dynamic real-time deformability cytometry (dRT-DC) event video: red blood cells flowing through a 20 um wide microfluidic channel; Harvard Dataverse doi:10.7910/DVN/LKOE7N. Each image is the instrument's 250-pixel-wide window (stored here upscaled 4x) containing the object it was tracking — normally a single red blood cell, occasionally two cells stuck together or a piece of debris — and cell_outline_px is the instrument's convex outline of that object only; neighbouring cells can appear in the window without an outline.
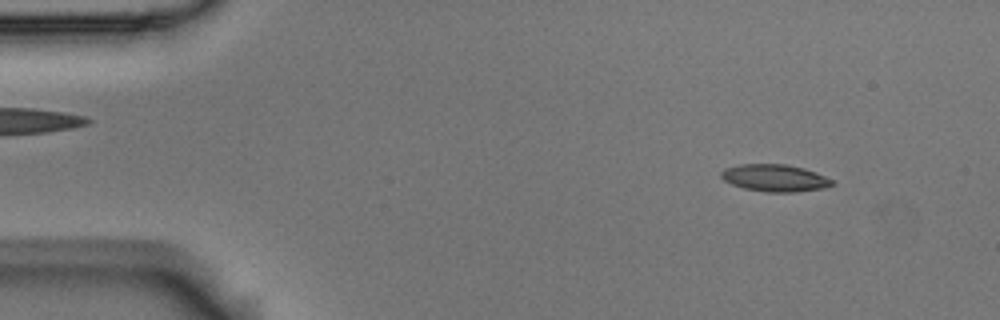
{"species": "Egyptian fruit bat (a non-hibernating species)", "species_latin": "Rousettus aegyptiacus", "temperature_condition": "room temperature", "stored_images_in_passage": 54, "camera_frame_rate_fps": 3000, "um_per_image_px": 0.085, "animal": {"sex": "male"}, "frame": {"image": 1, "passage_image": 5, "time_ms": 1.333, "image_size_px": [1000, 320], "cell_outline_px": [[836, 184], [824, 188], [792, 192], [764, 192], [744, 188], [732, 184], [724, 180], [720, 176], [720, 172], [724, 168], [740, 164], [788, 164], [804, 168], [816, 172], [832, 180]], "centroid_in_image_um": [65.85, 15.12], "position_along_channel_um": 19.1, "area_um2": 17.63}}
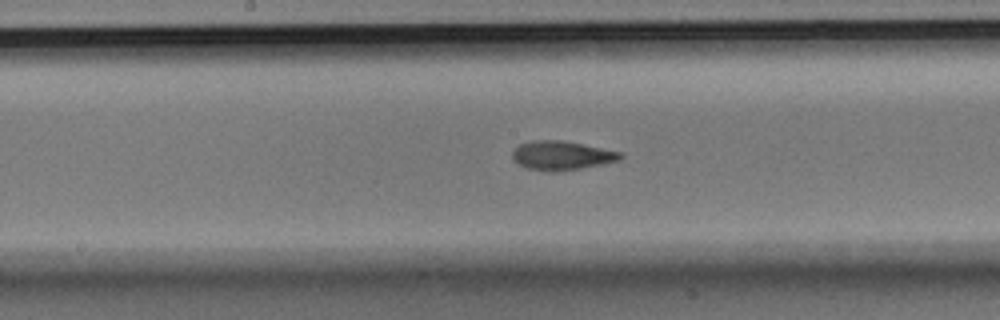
{"frame": {"image": 2, "passage_image": 27, "time_ms": 8.667, "image_size_px": [1000, 320], "cell_outline_px": [[624, 156], [620, 160], [604, 164], [580, 168], [552, 172], [548, 172], [524, 168], [512, 160], [512, 152], [520, 144], [532, 140], [564, 140], [620, 152]], "centroid_in_image_um": [47.71, 13.22], "position_along_channel_um": 200.5, "area_um2": 18.38}}
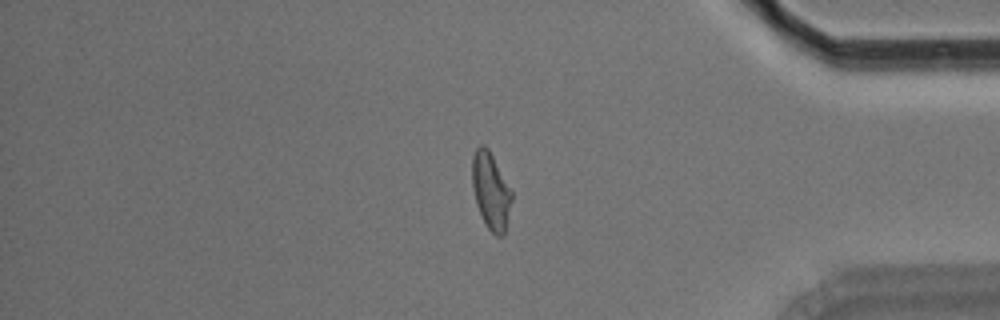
{"frame": {"image": 3, "passage_image": 45, "time_ms": 14.667, "image_size_px": [1000, 320], "cell_outline_px": [[512, 200], [504, 236], [496, 236], [488, 228], [476, 204], [472, 188], [472, 156], [476, 148], [480, 144], [484, 144], [488, 148], [512, 188]], "centroid_in_image_um": [41.73, 16.19], "position_along_channel_um": 393.5, "area_um2": 17.92}, "authors_computed_cell_mechanics": {"area_um2": 17.629, "velocity_mm_per_s": 3.6509, "shape_relaxation_time_tau1_ms": 4.9862, "shape_relaxation_time_tau2_ms": 1.7725, "deformation_change_tau1": 0.1757, "deformation_change_tau2": 0.0834}}